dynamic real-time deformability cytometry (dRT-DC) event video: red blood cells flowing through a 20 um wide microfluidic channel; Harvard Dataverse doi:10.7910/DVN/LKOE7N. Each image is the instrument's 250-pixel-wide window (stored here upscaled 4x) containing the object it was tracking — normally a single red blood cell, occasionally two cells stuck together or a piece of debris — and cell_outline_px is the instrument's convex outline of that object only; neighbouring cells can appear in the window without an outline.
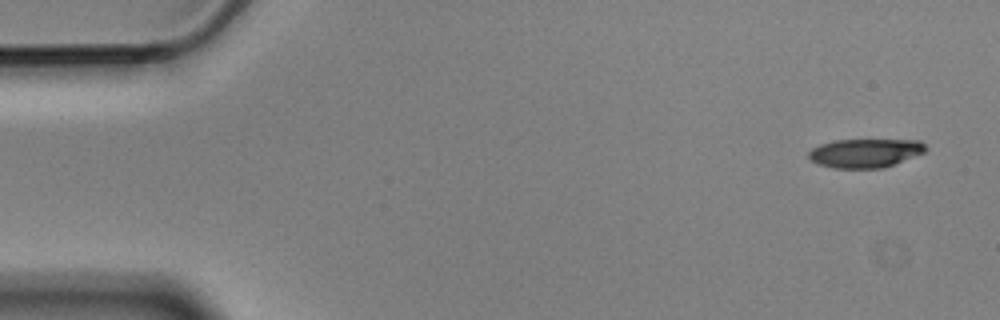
{"species": "Egyptian fruit bat (a non-hibernating species)", "species_latin": "Rousettus aegyptiacus", "temperature_condition": "cold", "stored_images_in_passage": 5, "segment_of_instrument_passage": [2, 2], "camera_frame_rate_fps": 3000, "um_per_image_px": 0.085, "animal": {"sex": "male"}, "frame": {"image": 1, "passage_image": 5, "time_ms": 1.333, "image_size_px": [1000, 320], "cell_outline_px": [[928, 148], [924, 152], [884, 168], [832, 168], [816, 164], [808, 156], [808, 152], [812, 148], [820, 144], [832, 140], [920, 140]], "centroid_in_image_um": [73.51, 13.01], "position_along_channel_um": 11.5, "area_um2": 19.71}}